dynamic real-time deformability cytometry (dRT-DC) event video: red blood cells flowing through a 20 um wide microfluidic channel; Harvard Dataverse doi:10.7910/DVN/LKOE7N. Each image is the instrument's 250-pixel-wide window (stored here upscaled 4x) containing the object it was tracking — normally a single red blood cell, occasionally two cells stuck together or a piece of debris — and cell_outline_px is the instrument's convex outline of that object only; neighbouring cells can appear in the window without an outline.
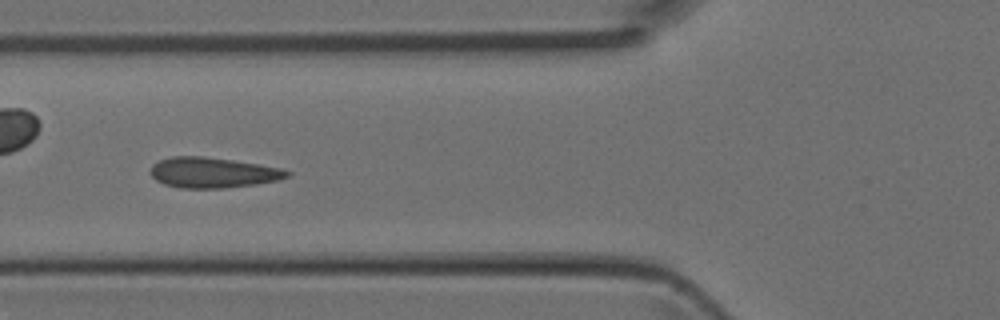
{"species": "Egyptian fruit bat (a non-hibernating species)", "species_latin": "Rousettus aegyptiacus", "temperature_condition": "room temperature", "stored_images_in_passage": 4, "camera_frame_rate_fps": 3000, "um_per_image_px": 0.085, "animal": {"sex": "female"}, "frame": {"image": 1, "passage_image": 4, "time_ms": 1.0, "image_size_px": [1000, 320], "cell_outline_px": [[292, 172], [288, 176], [280, 180], [256, 184], [224, 188], [180, 188], [164, 184], [156, 180], [148, 172], [152, 164], [160, 160], [172, 156], [200, 156], [232, 160], [280, 168]], "centroid_in_image_um": [18.05, 14.67], "position_along_channel_um": 107.7, "area_um2": 24.22}}